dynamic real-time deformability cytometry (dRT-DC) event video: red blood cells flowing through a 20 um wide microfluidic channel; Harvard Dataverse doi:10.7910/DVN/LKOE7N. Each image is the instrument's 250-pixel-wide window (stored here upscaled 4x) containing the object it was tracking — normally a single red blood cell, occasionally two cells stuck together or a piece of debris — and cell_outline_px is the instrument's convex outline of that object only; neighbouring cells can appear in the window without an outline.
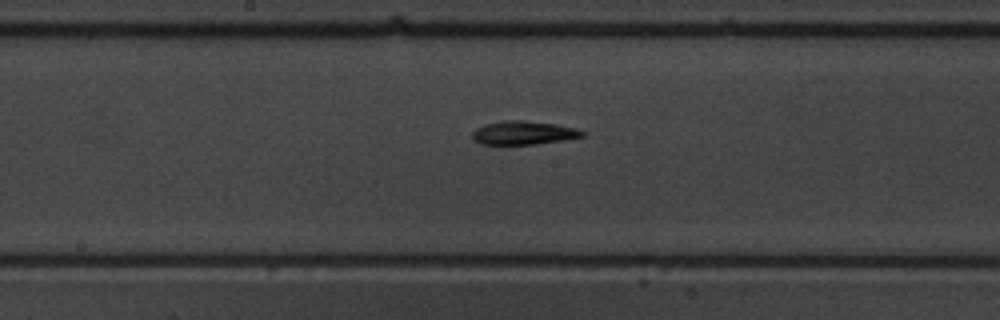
{"species": "common noctule bat (a hibernating species)", "species_latin": "Nyctalus noctula", "temperature_condition": "warm", "stored_images_in_passage": 5, "segment_of_instrument_passage": [2, 2], "camera_frame_rate_fps": 3000, "um_per_image_px": 0.085, "animal": {"sex": "male", "body_mass_g": 19.5, "forearm_length_mm": 54.6}, "frame": {"image": 1, "passage_image": 5, "time_ms": 5.333, "image_size_px": [1000, 320], "cell_outline_px": [[588, 132], [584, 136], [564, 140], [536, 144], [480, 144], [472, 136], [472, 132], [476, 128], [484, 124], [504, 120], [524, 120], [552, 124], [576, 128]], "centroid_in_image_um": [44.52, 11.29], "position_along_channel_um": 203.7, "area_um2": 15.09}}